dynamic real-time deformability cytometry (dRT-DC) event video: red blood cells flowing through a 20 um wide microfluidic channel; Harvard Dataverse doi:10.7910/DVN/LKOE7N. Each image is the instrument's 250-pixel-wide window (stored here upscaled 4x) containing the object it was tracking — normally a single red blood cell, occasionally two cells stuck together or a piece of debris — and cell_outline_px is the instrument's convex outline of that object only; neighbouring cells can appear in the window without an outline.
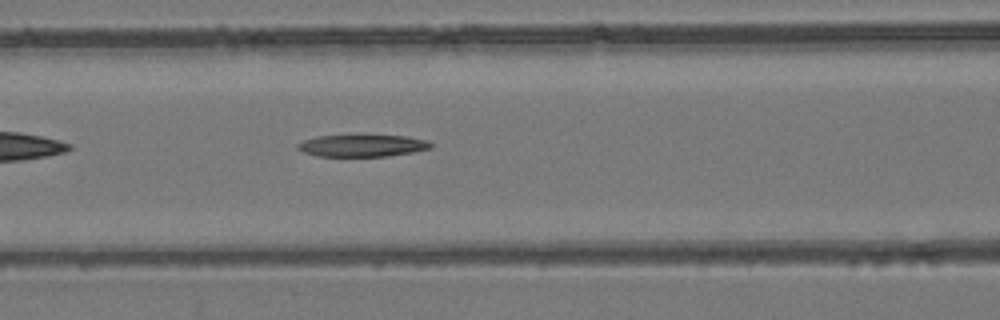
{"species": "common noctule bat (a hibernating species)", "species_latin": "Nyctalus noctula", "temperature_condition": "room temperature", "stored_images_in_passage": 38, "camera_frame_rate_fps": 3000, "um_per_image_px": 0.085, "animal": {"sex": "female", "body_mass_g": 24.6, "forearm_length_mm": 56.2}, "frame": {"image": 1, "passage_image": 8, "time_ms": 2.333, "image_size_px": [1000, 320], "cell_outline_px": [[432, 148], [412, 152], [388, 156], [316, 156], [304, 152], [296, 148], [296, 144], [304, 140], [316, 136], [408, 136], [428, 140], [432, 144]], "centroid_in_image_um": [30.79, 12.38], "position_along_channel_um": 135.8, "area_um2": 16.94}}
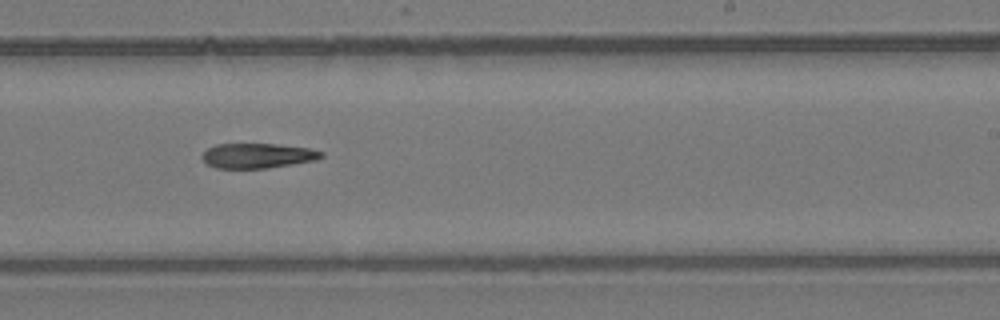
{"frame": {"image": 2, "passage_image": 18, "time_ms": 5.667, "image_size_px": [1000, 320], "cell_outline_px": [[324, 156], [316, 160], [292, 164], [264, 168], [216, 168], [204, 164], [200, 156], [208, 148], [216, 144], [276, 144], [308, 148], [324, 152]], "centroid_in_image_um": [21.85, 13.23], "position_along_channel_um": 267.1, "area_um2": 17.34}}
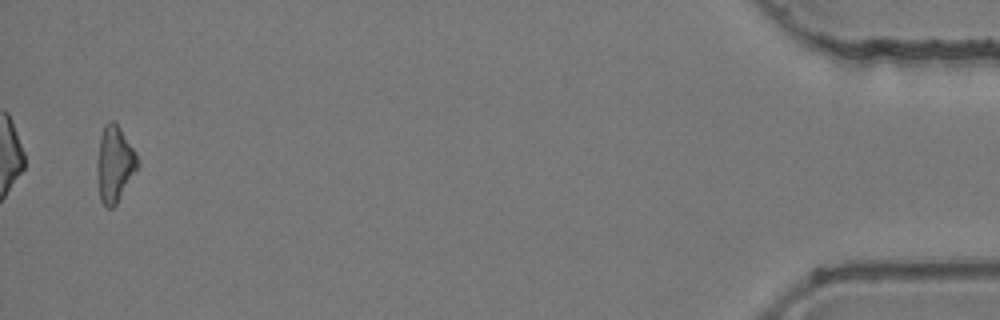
{"frame": {"image": 3, "passage_image": 37, "time_ms": 12.0, "image_size_px": [1000, 320], "cell_outline_px": [[140, 164], [116, 204], [112, 208], [108, 208], [100, 200], [96, 176], [96, 164], [100, 136], [104, 124], [108, 120], [112, 120], [120, 128], [136, 152]], "centroid_in_image_um": [9.72, 13.93], "position_along_channel_um": 425.5, "area_um2": 18.09}}